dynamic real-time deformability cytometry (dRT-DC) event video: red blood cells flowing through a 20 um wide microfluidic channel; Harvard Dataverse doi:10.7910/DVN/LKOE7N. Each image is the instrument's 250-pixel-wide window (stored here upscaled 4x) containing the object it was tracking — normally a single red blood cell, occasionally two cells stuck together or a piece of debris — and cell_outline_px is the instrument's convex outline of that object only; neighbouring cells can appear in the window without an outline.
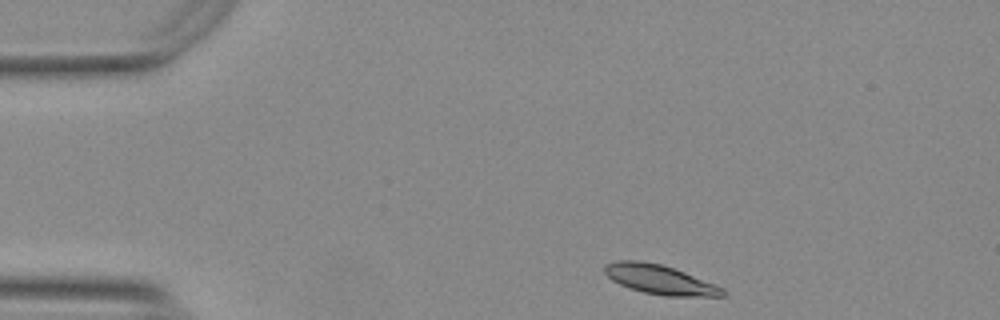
{"species": "Egyptian fruit bat (a non-hibernating species)", "species_latin": "Rousettus aegyptiacus", "temperature_condition": "warm", "stored_images_in_passage": 46, "camera_frame_rate_fps": 3000, "um_per_image_px": 0.085, "animal": {"sex": "female"}, "frame": {"image": 1, "passage_image": 1, "time_ms": 0.0, "image_size_px": [1000, 320], "cell_outline_px": [[728, 296], [664, 296], [644, 292], [620, 284], [612, 280], [604, 272], [604, 264], [616, 260], [640, 260], [660, 264], [684, 272], [724, 288], [728, 292]], "centroid_in_image_um": [56.09, 23.76], "position_along_channel_um": 28.9, "area_um2": 20.11}}
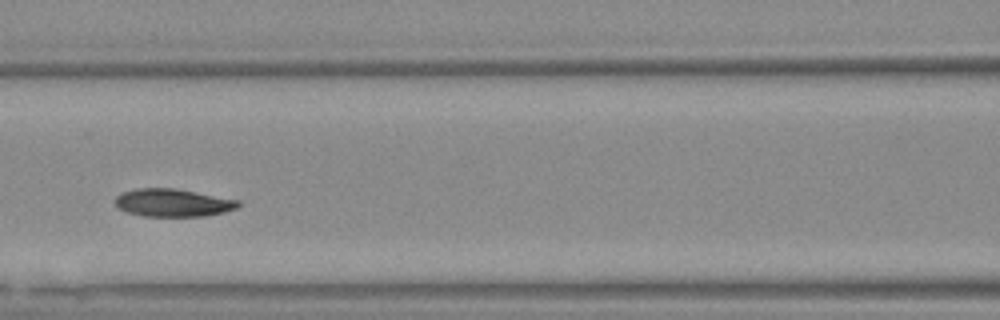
{"frame": {"image": 2, "passage_image": 16, "time_ms": 5.0, "image_size_px": [1000, 320], "cell_outline_px": [[240, 204], [236, 208], [224, 212], [208, 216], [144, 216], [124, 212], [116, 208], [112, 200], [116, 196], [124, 192], [136, 188], [172, 188], [240, 200]], "centroid_in_image_um": [14.63, 17.24], "position_along_channel_um": 152.0, "area_um2": 20.11}}
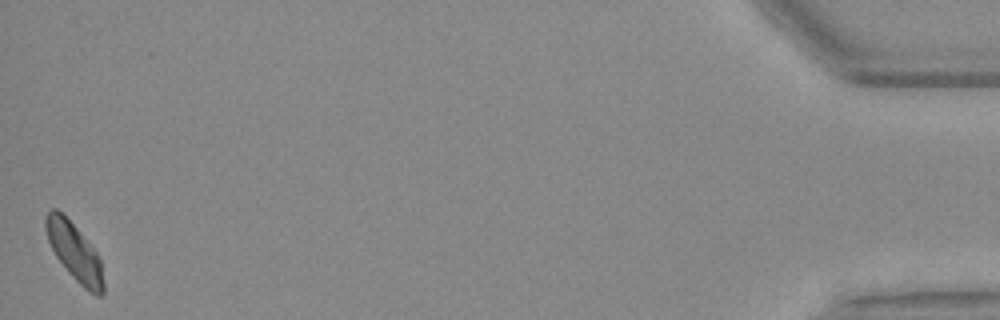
{"frame": {"image": 3, "passage_image": 46, "time_ms": 15.0, "image_size_px": [1000, 320], "cell_outline_px": [[104, 296], [96, 296], [84, 288], [68, 272], [56, 256], [48, 240], [44, 224], [44, 216], [52, 208], [56, 208], [76, 228], [96, 252], [100, 260], [104, 284]], "centroid_in_image_um": [6.33, 21.44], "position_along_channel_um": 428.9, "area_um2": 19.02}, "authors_computed_cell_mechanics": {"area_um2": 20.1144, "velocity_mm_per_s": 3.7142, "shape_relaxation_time_tau1_ms": 2.4347, "shape_relaxation_time_tau2_ms": 4.8322, "deformation_change_tau1": 0.1184, "deformation_change_tau2": 0.0771}}